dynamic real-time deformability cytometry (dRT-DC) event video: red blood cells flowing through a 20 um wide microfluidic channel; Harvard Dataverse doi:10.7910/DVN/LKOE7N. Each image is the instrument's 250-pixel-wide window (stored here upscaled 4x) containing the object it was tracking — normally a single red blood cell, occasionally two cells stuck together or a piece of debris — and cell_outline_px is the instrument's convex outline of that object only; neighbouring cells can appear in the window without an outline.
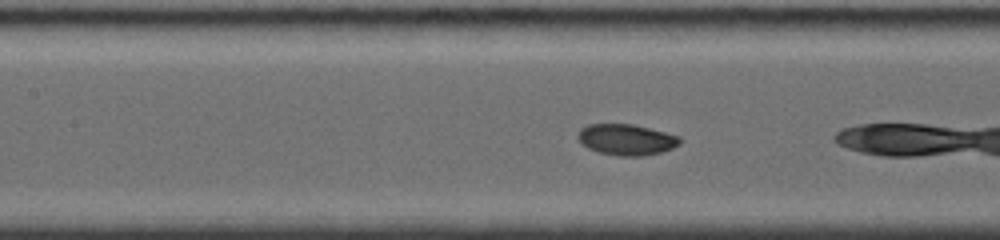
{"species": "common noctule bat (a hibernating species)", "species_latin": "Nyctalus noctula", "temperature_condition": "room temperature", "stored_images_in_passage": 38, "camera_frame_rate_fps": 4000, "um_per_image_px": 0.085, "animal": {"sex": "female", "body_mass_g": 19.0, "forearm_length_mm": 56.7}, "frame": {"image": 1, "passage_image": 12, "time_ms": 2.5, "image_size_px": [1000, 240], "cell_outline_px": [[680, 144], [672, 148], [660, 152], [640, 156], [620, 156], [600, 152], [588, 148], [580, 144], [576, 136], [580, 128], [588, 124], [632, 124], [680, 136]], "centroid_in_image_um": [53.19, 11.86], "position_along_channel_um": 154.2, "area_um2": 18.38}}
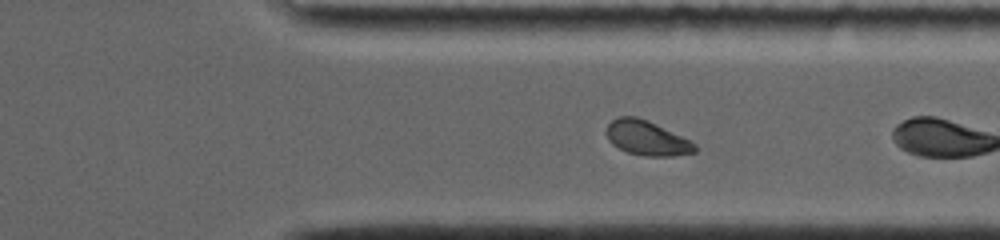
{"frame": {"image": 2, "passage_image": 28, "time_ms": 7.75, "image_size_px": [1000, 240], "cell_outline_px": [[696, 152], [672, 156], [644, 156], [628, 152], [612, 144], [608, 140], [608, 124], [612, 120], [620, 116], [636, 116], [648, 120], [692, 140], [696, 144]], "centroid_in_image_um": [55.03, 11.73], "position_along_channel_um": 356.4, "area_um2": 17.86}, "authors_computed_cell_mechanics": {"area_um2": 18.496, "velocity_mm_per_s": 3.8545, "shape_relaxation_time_tau1_ms": 3.7506, "shape_relaxation_time_tau2_ms": null, "deformation_change_tau1": 0.1427, "deformation_change_tau2": null}}